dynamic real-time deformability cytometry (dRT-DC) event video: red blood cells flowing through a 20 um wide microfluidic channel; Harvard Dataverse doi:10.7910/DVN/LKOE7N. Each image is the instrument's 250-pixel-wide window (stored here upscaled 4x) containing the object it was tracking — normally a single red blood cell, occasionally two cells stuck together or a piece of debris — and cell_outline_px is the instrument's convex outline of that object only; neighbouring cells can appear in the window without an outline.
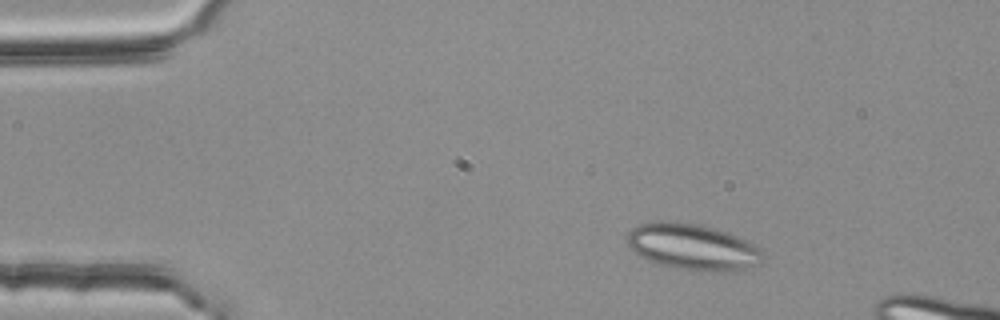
{"species": "common noctule bat (a hibernating species)", "species_latin": "Nyctalus noctula", "temperature_condition": "room temperature", "stored_images_in_passage": 4, "camera_frame_rate_fps": 3000, "um_per_image_px": 0.085, "animal": {"sex": "female", "body_mass_g": 25.1}, "frame": {"image": 1, "passage_image": 1, "time_ms": 0.0, "image_size_px": [1000, 320], "cell_outline_px": [[764, 256], [760, 264], [744, 268], [724, 272], [712, 272], [668, 268], [648, 260], [640, 256], [628, 248], [628, 232], [632, 228], [640, 224], [660, 220], [672, 220], [696, 224], [716, 228], [728, 232], [760, 248], [764, 252]], "centroid_in_image_um": [58.85, 20.99], "position_along_channel_um": 26.1, "area_um2": 36.93}}